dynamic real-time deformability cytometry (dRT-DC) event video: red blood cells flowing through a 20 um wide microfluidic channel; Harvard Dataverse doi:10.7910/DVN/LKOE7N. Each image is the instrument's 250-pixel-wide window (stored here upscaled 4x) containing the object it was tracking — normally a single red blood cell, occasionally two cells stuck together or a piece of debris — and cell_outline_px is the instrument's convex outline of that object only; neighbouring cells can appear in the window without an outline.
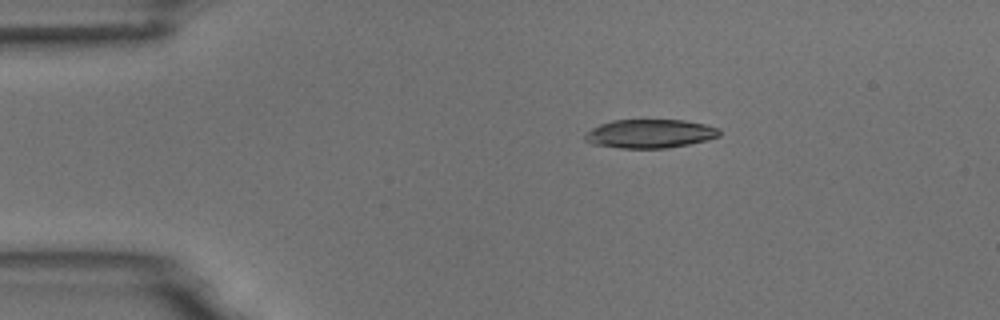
{"species": "common noctule bat (a hibernating species)", "species_latin": "Nyctalus noctula", "temperature_condition": "room temperature", "stored_images_in_passage": 7, "camera_frame_rate_fps": 3000, "um_per_image_px": 0.085, "animal": {"sex": "male", "body_mass_g": 18.8}, "frame": {"image": 1, "passage_image": 2, "time_ms": 2.333, "image_size_px": [1000, 320], "cell_outline_px": [[720, 136], [708, 140], [688, 144], [664, 148], [620, 148], [592, 144], [584, 140], [584, 132], [600, 124], [612, 120], [684, 120], [704, 124], [720, 128]], "centroid_in_image_um": [55.22, 11.36], "position_along_channel_um": 29.8, "area_um2": 22.6}}
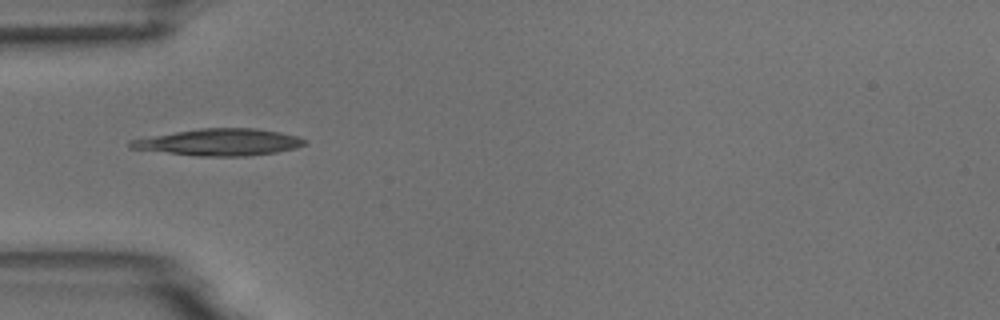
{"frame": {"image": 2, "passage_image": 4, "time_ms": 4.667, "image_size_px": [1000, 320], "cell_outline_px": [[308, 144], [296, 148], [276, 152], [248, 156], [196, 156], [128, 148], [128, 140], [200, 128], [256, 128], [280, 132], [296, 136], [308, 140]], "centroid_in_image_um": [18.67, 12.09], "position_along_channel_um": 66.3, "area_um2": 27.28}}